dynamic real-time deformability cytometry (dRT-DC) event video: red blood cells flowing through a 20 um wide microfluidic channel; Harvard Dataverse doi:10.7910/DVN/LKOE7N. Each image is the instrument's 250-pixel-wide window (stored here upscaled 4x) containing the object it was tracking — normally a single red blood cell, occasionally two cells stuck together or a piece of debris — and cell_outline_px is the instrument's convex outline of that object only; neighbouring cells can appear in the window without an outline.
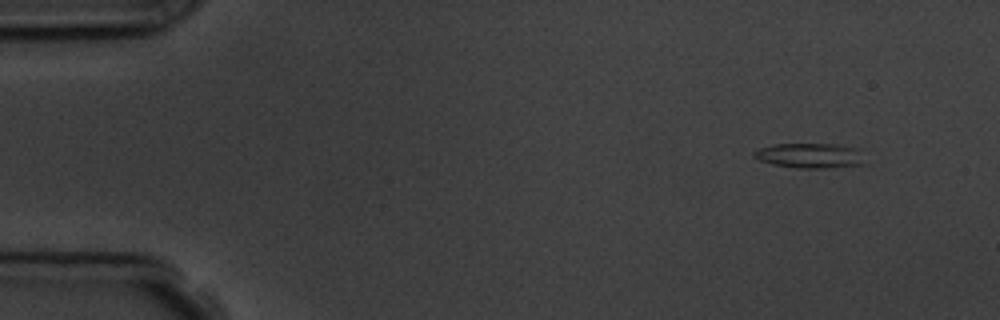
{"species": "common noctule bat (a hibernating species)", "species_latin": "Nyctalus noctula", "temperature_condition": "room temperature", "stored_images_in_passage": 4, "camera_frame_rate_fps": 3000, "um_per_image_px": 0.085, "animal": {"sex": "male", "body_mass_g": 19.5, "forearm_length_mm": 54.6}, "frame": {"image": 1, "passage_image": 1, "time_ms": 0.0, "image_size_px": [1000, 320], "cell_outline_px": [[868, 164], [832, 168], [800, 168], [772, 164], [760, 160], [752, 156], [752, 152], [760, 148], [776, 144], [836, 144], [860, 148]], "centroid_in_image_um": [68.95, 13.23], "position_along_channel_um": 16.1, "area_um2": 16.47}}
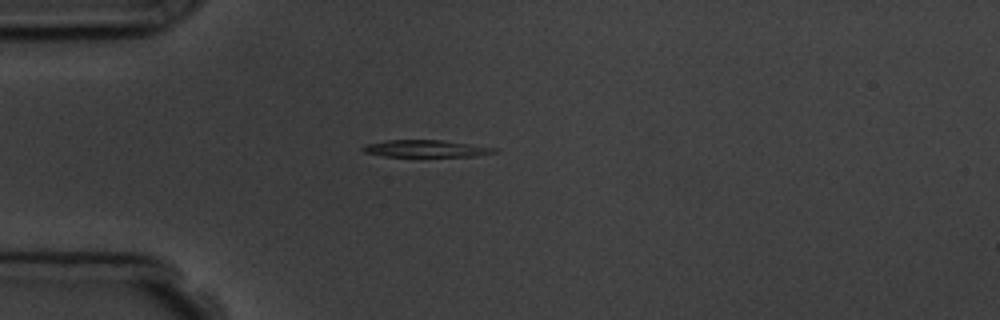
{"frame": {"image": 2, "passage_image": 4, "time_ms": 3.333, "image_size_px": [1000, 320], "cell_outline_px": [[496, 152], [476, 156], [384, 156], [364, 152], [360, 148], [364, 144], [388, 140], [440, 140], [496, 148]], "centroid_in_image_um": [36.12, 12.63], "position_along_channel_um": 48.9, "area_um2": 12.83}}